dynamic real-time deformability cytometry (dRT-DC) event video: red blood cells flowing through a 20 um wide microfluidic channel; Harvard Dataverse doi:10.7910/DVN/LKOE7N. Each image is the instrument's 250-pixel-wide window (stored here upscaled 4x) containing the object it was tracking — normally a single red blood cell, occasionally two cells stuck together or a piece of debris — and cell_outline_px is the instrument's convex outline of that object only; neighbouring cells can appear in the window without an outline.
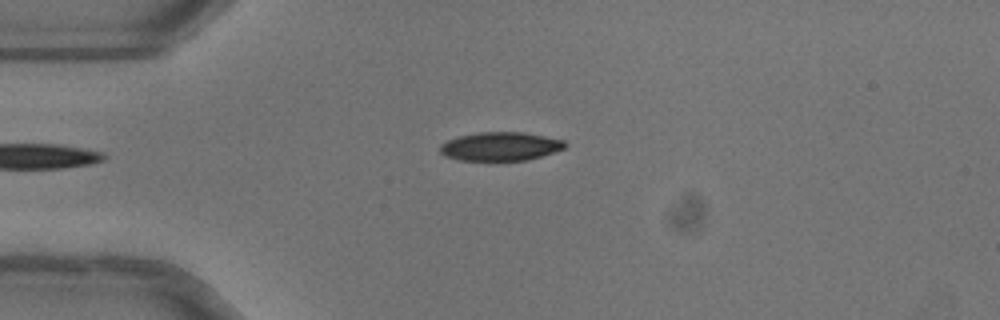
{"species": "common noctule bat (a hibernating species)", "species_latin": "Nyctalus noctula", "temperature_condition": "warm", "stored_images_in_passage": 35, "camera_frame_rate_fps": 3000, "um_per_image_px": 0.085, "animal": {"sex": "female"}, "frame": {"image": 1, "passage_image": 1, "time_ms": 0.0, "image_size_px": [1000, 320], "cell_outline_px": [[568, 144], [564, 148], [540, 156], [524, 160], [456, 160], [444, 156], [440, 152], [440, 144], [448, 140], [460, 136], [480, 132], [524, 132], [564, 140]], "centroid_in_image_um": [42.51, 12.44], "position_along_channel_um": 42.5, "area_um2": 20.69}}
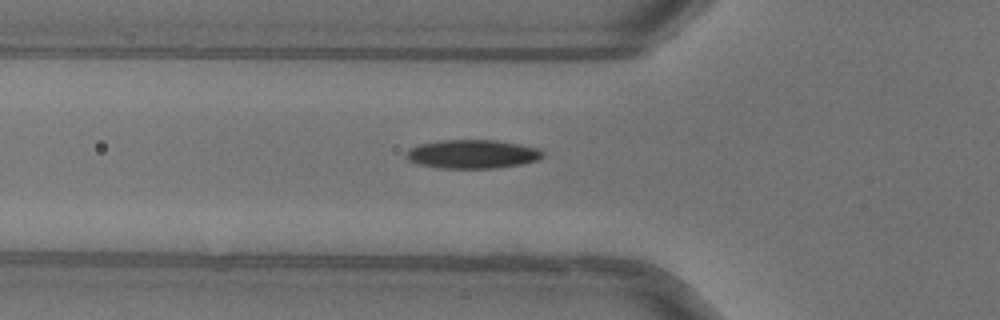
{"frame": {"image": 2, "passage_image": 6, "time_ms": 1.667, "image_size_px": [1000, 320], "cell_outline_px": [[544, 156], [536, 160], [520, 164], [496, 168], [440, 168], [420, 164], [408, 160], [404, 156], [412, 148], [420, 144], [436, 140], [496, 140], [520, 144], [540, 148], [544, 152]], "centroid_in_image_um": [40.18, 13.09], "position_along_channel_um": 85.6, "area_um2": 22.83}, "authors_computed_cell_mechanics": {"area_um2": 22.3108, "velocity_mm_per_s": 4.0525, "shape_relaxation_time_tau1_ms": 4.7255, "shape_relaxation_time_tau2_ms": 6.3795, "deformation_change_tau1": 0.1551, "deformation_change_tau2": 0.1248}}